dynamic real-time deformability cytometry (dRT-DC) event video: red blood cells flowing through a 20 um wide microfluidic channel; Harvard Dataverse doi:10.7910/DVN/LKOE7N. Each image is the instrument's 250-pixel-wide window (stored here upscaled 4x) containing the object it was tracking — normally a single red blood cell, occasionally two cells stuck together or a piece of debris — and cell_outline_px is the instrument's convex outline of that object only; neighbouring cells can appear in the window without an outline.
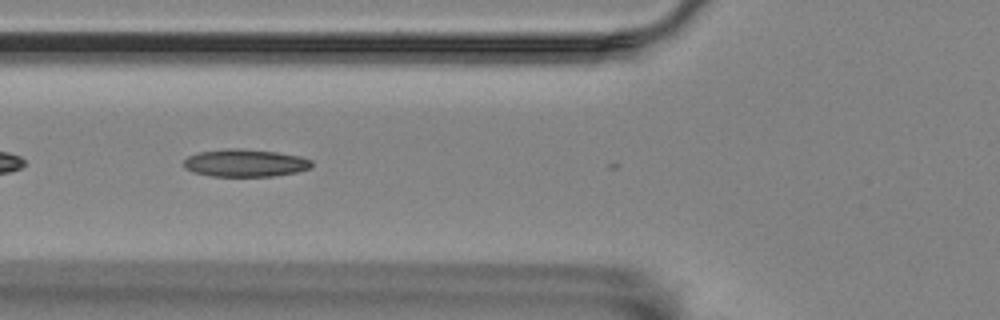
{"species": "Egyptian fruit bat (a non-hibernating species)", "species_latin": "Rousettus aegyptiacus", "temperature_condition": "room temperature", "stored_images_in_passage": 8, "camera_frame_rate_fps": 3000, "um_per_image_px": 0.085, "animal": {"sex": "female"}, "frame": {"image": 1, "passage_image": 6, "time_ms": 1.667, "image_size_px": [1000, 320], "cell_outline_px": [[312, 168], [296, 172], [272, 176], [212, 176], [192, 172], [184, 168], [184, 160], [188, 156], [200, 152], [228, 148], [240, 148], [276, 152], [300, 156], [312, 160]], "centroid_in_image_um": [20.84, 13.85], "position_along_channel_um": 105.0, "area_um2": 20.58}}